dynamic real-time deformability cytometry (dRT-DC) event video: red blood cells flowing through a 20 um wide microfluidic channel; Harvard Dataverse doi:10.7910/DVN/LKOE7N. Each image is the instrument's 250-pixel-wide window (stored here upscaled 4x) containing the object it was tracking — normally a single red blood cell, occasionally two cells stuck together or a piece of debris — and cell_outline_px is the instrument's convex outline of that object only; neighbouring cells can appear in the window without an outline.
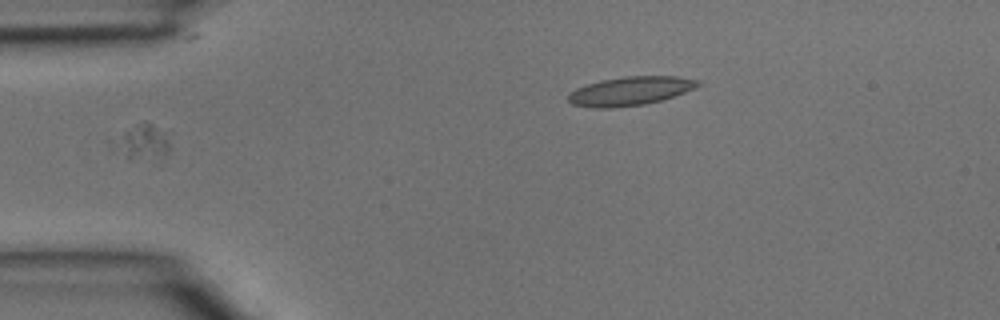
{"species": "common noctule bat (a hibernating species)", "species_latin": "Nyctalus noctula", "temperature_condition": "room temperature", "stored_images_in_passage": 6, "segment_of_instrument_passage": [1, 2], "camera_frame_rate_fps": 3000, "um_per_image_px": 0.085, "animal": {"sex": "male", "body_mass_g": 15.6}, "frame": {"image": 1, "passage_image": 4, "time_ms": 1.0, "image_size_px": [1000, 320], "cell_outline_px": [[172, 148], [164, 156], [132, 160], [112, 152], [108, 144], [108, 140], [124, 132], [144, 124], [152, 124]], "centroid_in_image_um": [11.9, 12.19], "position_along_channel_um": 73.1, "area_um2": 11.1}}